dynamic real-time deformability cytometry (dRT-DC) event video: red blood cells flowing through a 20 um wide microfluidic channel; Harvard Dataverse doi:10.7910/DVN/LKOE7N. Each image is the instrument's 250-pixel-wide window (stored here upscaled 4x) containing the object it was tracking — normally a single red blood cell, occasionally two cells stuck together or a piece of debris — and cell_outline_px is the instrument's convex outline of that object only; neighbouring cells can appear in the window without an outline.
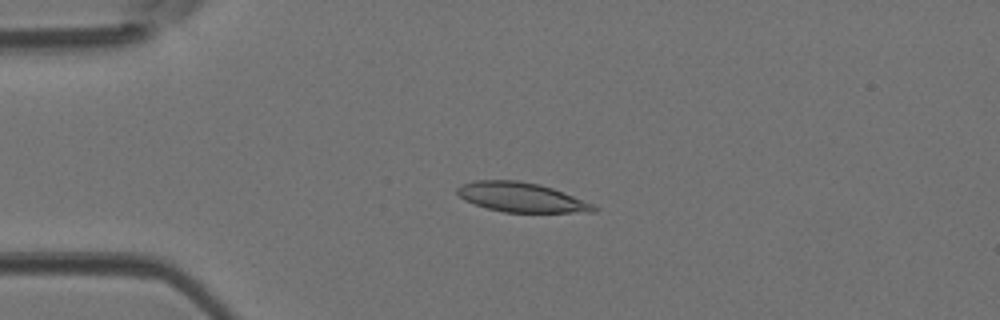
{"species": "Egyptian fruit bat (a non-hibernating species)", "species_latin": "Rousettus aegyptiacus", "temperature_condition": "room temperature", "stored_images_in_passage": 37, "camera_frame_rate_fps": 3000, "um_per_image_px": 0.085, "animal": {"sex": "female"}, "frame": {"image": 1, "passage_image": 5, "time_ms": 1.333, "image_size_px": [1000, 320], "cell_outline_px": [[600, 208], [596, 212], [504, 212], [488, 208], [464, 200], [456, 192], [456, 188], [460, 184], [476, 180], [516, 180], [540, 184], [552, 188], [592, 204]], "centroid_in_image_um": [44.28, 16.76], "position_along_channel_um": 40.7, "area_um2": 23.29}}
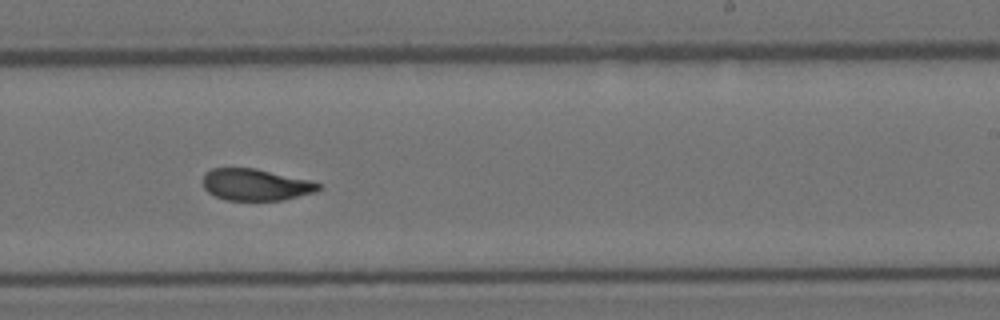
{"frame": {"image": 2, "passage_image": 22, "time_ms": 7.0, "image_size_px": [1000, 320], "cell_outline_px": [[324, 188], [316, 192], [284, 200], [224, 200], [208, 192], [204, 188], [204, 172], [212, 168], [256, 168], [312, 180], [320, 184]], "centroid_in_image_um": [21.78, 15.69], "position_along_channel_um": 267.2, "area_um2": 21.62}}
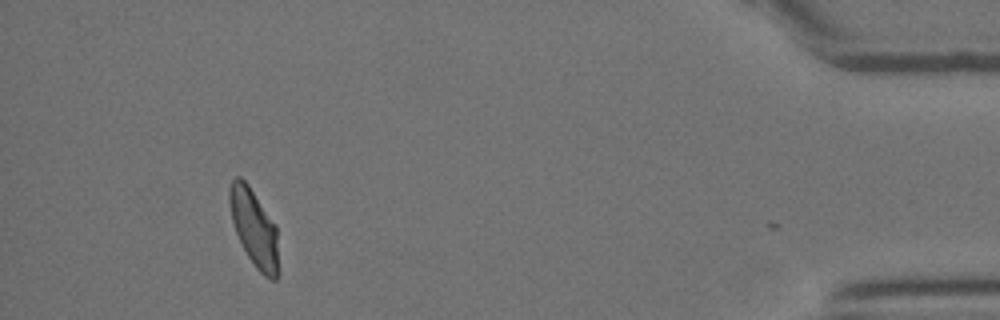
{"frame": {"image": 3, "passage_image": 36, "time_ms": 11.667, "image_size_px": [1000, 320], "cell_outline_px": [[280, 272], [276, 280], [272, 280], [264, 276], [256, 268], [248, 256], [236, 232], [232, 220], [228, 200], [228, 188], [232, 180], [236, 176], [240, 176], [248, 184], [276, 224]], "centroid_in_image_um": [21.63, 19.39], "position_along_channel_um": 413.6, "area_um2": 22.37}}